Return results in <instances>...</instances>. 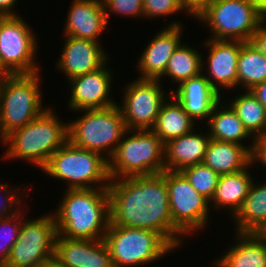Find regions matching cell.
<instances>
[{
    "instance_id": "52a82bcc",
    "label": "cell",
    "mask_w": 266,
    "mask_h": 267,
    "mask_svg": "<svg viewBox=\"0 0 266 267\" xmlns=\"http://www.w3.org/2000/svg\"><path fill=\"white\" fill-rule=\"evenodd\" d=\"M80 111L83 114L68 123V141L109 159L127 131L118 104Z\"/></svg>"
},
{
    "instance_id": "7bdbcfd3",
    "label": "cell",
    "mask_w": 266,
    "mask_h": 267,
    "mask_svg": "<svg viewBox=\"0 0 266 267\" xmlns=\"http://www.w3.org/2000/svg\"><path fill=\"white\" fill-rule=\"evenodd\" d=\"M37 267H67L64 264H62L58 259L55 257H52L51 259L42 262L39 266Z\"/></svg>"
},
{
    "instance_id": "7402d4cb",
    "label": "cell",
    "mask_w": 266,
    "mask_h": 267,
    "mask_svg": "<svg viewBox=\"0 0 266 267\" xmlns=\"http://www.w3.org/2000/svg\"><path fill=\"white\" fill-rule=\"evenodd\" d=\"M205 124L208 127L207 130L211 139L240 144L250 152L252 151L255 138L244 127V124L228 102L220 100L214 106ZM247 138L252 140L250 141L252 144L244 145L245 142L243 141L247 140Z\"/></svg>"
},
{
    "instance_id": "484cf974",
    "label": "cell",
    "mask_w": 266,
    "mask_h": 267,
    "mask_svg": "<svg viewBox=\"0 0 266 267\" xmlns=\"http://www.w3.org/2000/svg\"><path fill=\"white\" fill-rule=\"evenodd\" d=\"M168 99L169 101L166 100L163 103L155 125L151 129L164 144L191 132L197 127L184 111L182 105L172 95Z\"/></svg>"
},
{
    "instance_id": "3957f363",
    "label": "cell",
    "mask_w": 266,
    "mask_h": 267,
    "mask_svg": "<svg viewBox=\"0 0 266 267\" xmlns=\"http://www.w3.org/2000/svg\"><path fill=\"white\" fill-rule=\"evenodd\" d=\"M55 113L48 106L40 116L0 141L8 147L2 158L22 159L42 170L51 155L68 141V122L60 120Z\"/></svg>"
},
{
    "instance_id": "9a60e30c",
    "label": "cell",
    "mask_w": 266,
    "mask_h": 267,
    "mask_svg": "<svg viewBox=\"0 0 266 267\" xmlns=\"http://www.w3.org/2000/svg\"><path fill=\"white\" fill-rule=\"evenodd\" d=\"M204 47L209 50L206 61L202 59V71L210 85L221 95L220 89L237 87V64L242 46L246 43L240 40L206 39ZM208 61V62H207ZM207 62V64H205ZM207 65V67H206ZM205 67V68H204ZM207 68V69H206ZM205 73V74H204Z\"/></svg>"
},
{
    "instance_id": "ac0fdd59",
    "label": "cell",
    "mask_w": 266,
    "mask_h": 267,
    "mask_svg": "<svg viewBox=\"0 0 266 267\" xmlns=\"http://www.w3.org/2000/svg\"><path fill=\"white\" fill-rule=\"evenodd\" d=\"M71 3L64 24V36L100 42L102 32L109 25L103 1L72 0Z\"/></svg>"
},
{
    "instance_id": "ee69618b",
    "label": "cell",
    "mask_w": 266,
    "mask_h": 267,
    "mask_svg": "<svg viewBox=\"0 0 266 267\" xmlns=\"http://www.w3.org/2000/svg\"><path fill=\"white\" fill-rule=\"evenodd\" d=\"M7 74L2 70V68L0 67V80L4 77H6Z\"/></svg>"
},
{
    "instance_id": "1f68e13d",
    "label": "cell",
    "mask_w": 266,
    "mask_h": 267,
    "mask_svg": "<svg viewBox=\"0 0 266 267\" xmlns=\"http://www.w3.org/2000/svg\"><path fill=\"white\" fill-rule=\"evenodd\" d=\"M23 209L12 216L0 219V267L6 264L9 252L19 237L22 221L25 219L24 213L27 214Z\"/></svg>"
},
{
    "instance_id": "8d00e7d4",
    "label": "cell",
    "mask_w": 266,
    "mask_h": 267,
    "mask_svg": "<svg viewBox=\"0 0 266 267\" xmlns=\"http://www.w3.org/2000/svg\"><path fill=\"white\" fill-rule=\"evenodd\" d=\"M261 163L266 168V134L255 137L251 151V164Z\"/></svg>"
},
{
    "instance_id": "7c38bea8",
    "label": "cell",
    "mask_w": 266,
    "mask_h": 267,
    "mask_svg": "<svg viewBox=\"0 0 266 267\" xmlns=\"http://www.w3.org/2000/svg\"><path fill=\"white\" fill-rule=\"evenodd\" d=\"M54 215L24 219L19 237L9 252L3 267H37L55 255L57 237Z\"/></svg>"
},
{
    "instance_id": "7a4b0ae2",
    "label": "cell",
    "mask_w": 266,
    "mask_h": 267,
    "mask_svg": "<svg viewBox=\"0 0 266 267\" xmlns=\"http://www.w3.org/2000/svg\"><path fill=\"white\" fill-rule=\"evenodd\" d=\"M54 215L58 235L103 240L110 223L107 188L67 189Z\"/></svg>"
},
{
    "instance_id": "cb8c5ba5",
    "label": "cell",
    "mask_w": 266,
    "mask_h": 267,
    "mask_svg": "<svg viewBox=\"0 0 266 267\" xmlns=\"http://www.w3.org/2000/svg\"><path fill=\"white\" fill-rule=\"evenodd\" d=\"M202 163L220 176L233 174L251 164V152L240 144L211 139Z\"/></svg>"
},
{
    "instance_id": "5bb4252c",
    "label": "cell",
    "mask_w": 266,
    "mask_h": 267,
    "mask_svg": "<svg viewBox=\"0 0 266 267\" xmlns=\"http://www.w3.org/2000/svg\"><path fill=\"white\" fill-rule=\"evenodd\" d=\"M108 63L93 72L68 80L71 95L67 107L70 111L78 113L80 110L103 109L119 104L110 96L114 73Z\"/></svg>"
},
{
    "instance_id": "e575fe53",
    "label": "cell",
    "mask_w": 266,
    "mask_h": 267,
    "mask_svg": "<svg viewBox=\"0 0 266 267\" xmlns=\"http://www.w3.org/2000/svg\"><path fill=\"white\" fill-rule=\"evenodd\" d=\"M185 12L181 0H143V18L167 17Z\"/></svg>"
},
{
    "instance_id": "83f0119b",
    "label": "cell",
    "mask_w": 266,
    "mask_h": 267,
    "mask_svg": "<svg viewBox=\"0 0 266 267\" xmlns=\"http://www.w3.org/2000/svg\"><path fill=\"white\" fill-rule=\"evenodd\" d=\"M237 76V87L244 88V91L266 80V57L250 42H246L240 50Z\"/></svg>"
},
{
    "instance_id": "f546056e",
    "label": "cell",
    "mask_w": 266,
    "mask_h": 267,
    "mask_svg": "<svg viewBox=\"0 0 266 267\" xmlns=\"http://www.w3.org/2000/svg\"><path fill=\"white\" fill-rule=\"evenodd\" d=\"M181 172L190 182V185L210 202L220 175L203 163L186 167Z\"/></svg>"
},
{
    "instance_id": "836d02e7",
    "label": "cell",
    "mask_w": 266,
    "mask_h": 267,
    "mask_svg": "<svg viewBox=\"0 0 266 267\" xmlns=\"http://www.w3.org/2000/svg\"><path fill=\"white\" fill-rule=\"evenodd\" d=\"M104 10L109 22L111 14L125 17H143V0H102Z\"/></svg>"
},
{
    "instance_id": "8992f818",
    "label": "cell",
    "mask_w": 266,
    "mask_h": 267,
    "mask_svg": "<svg viewBox=\"0 0 266 267\" xmlns=\"http://www.w3.org/2000/svg\"><path fill=\"white\" fill-rule=\"evenodd\" d=\"M41 74L7 75L0 80V140L40 116L43 106ZM45 109H44V108Z\"/></svg>"
},
{
    "instance_id": "4fadbf2b",
    "label": "cell",
    "mask_w": 266,
    "mask_h": 267,
    "mask_svg": "<svg viewBox=\"0 0 266 267\" xmlns=\"http://www.w3.org/2000/svg\"><path fill=\"white\" fill-rule=\"evenodd\" d=\"M160 80L138 79L124 86L119 104L127 130H151L163 103L168 100ZM165 94V95H164Z\"/></svg>"
},
{
    "instance_id": "d6986e66",
    "label": "cell",
    "mask_w": 266,
    "mask_h": 267,
    "mask_svg": "<svg viewBox=\"0 0 266 267\" xmlns=\"http://www.w3.org/2000/svg\"><path fill=\"white\" fill-rule=\"evenodd\" d=\"M176 86V90L171 87L168 91L195 123L201 119L207 123L214 106L224 99L202 73Z\"/></svg>"
},
{
    "instance_id": "bcb514c9",
    "label": "cell",
    "mask_w": 266,
    "mask_h": 267,
    "mask_svg": "<svg viewBox=\"0 0 266 267\" xmlns=\"http://www.w3.org/2000/svg\"><path fill=\"white\" fill-rule=\"evenodd\" d=\"M0 115H1V93H0Z\"/></svg>"
},
{
    "instance_id": "9c48e42d",
    "label": "cell",
    "mask_w": 266,
    "mask_h": 267,
    "mask_svg": "<svg viewBox=\"0 0 266 267\" xmlns=\"http://www.w3.org/2000/svg\"><path fill=\"white\" fill-rule=\"evenodd\" d=\"M196 19L209 26V39L249 42L266 17L247 0H214Z\"/></svg>"
},
{
    "instance_id": "b9f144b4",
    "label": "cell",
    "mask_w": 266,
    "mask_h": 267,
    "mask_svg": "<svg viewBox=\"0 0 266 267\" xmlns=\"http://www.w3.org/2000/svg\"><path fill=\"white\" fill-rule=\"evenodd\" d=\"M254 6L263 16L266 17V0H247Z\"/></svg>"
},
{
    "instance_id": "d6a6232c",
    "label": "cell",
    "mask_w": 266,
    "mask_h": 267,
    "mask_svg": "<svg viewBox=\"0 0 266 267\" xmlns=\"http://www.w3.org/2000/svg\"><path fill=\"white\" fill-rule=\"evenodd\" d=\"M21 188V186H16V188L12 186L11 188L8 184L0 183V219L12 216L21 210L20 208H22V204H24V202H22L24 200L21 198L25 197L24 194H22L24 193V189L22 190ZM19 189L23 192L18 191Z\"/></svg>"
},
{
    "instance_id": "6da1fadb",
    "label": "cell",
    "mask_w": 266,
    "mask_h": 267,
    "mask_svg": "<svg viewBox=\"0 0 266 267\" xmlns=\"http://www.w3.org/2000/svg\"><path fill=\"white\" fill-rule=\"evenodd\" d=\"M107 189L110 224L155 231L174 249L183 246L185 236L172 222L168 188L161 173L111 179Z\"/></svg>"
},
{
    "instance_id": "4dcf8cb0",
    "label": "cell",
    "mask_w": 266,
    "mask_h": 267,
    "mask_svg": "<svg viewBox=\"0 0 266 267\" xmlns=\"http://www.w3.org/2000/svg\"><path fill=\"white\" fill-rule=\"evenodd\" d=\"M54 257L67 267H85L86 239H69L57 234Z\"/></svg>"
},
{
    "instance_id": "8fae6325",
    "label": "cell",
    "mask_w": 266,
    "mask_h": 267,
    "mask_svg": "<svg viewBox=\"0 0 266 267\" xmlns=\"http://www.w3.org/2000/svg\"><path fill=\"white\" fill-rule=\"evenodd\" d=\"M174 226L183 235L206 229L210 214L209 201L199 194L181 171L164 170Z\"/></svg>"
},
{
    "instance_id": "f1b7e54d",
    "label": "cell",
    "mask_w": 266,
    "mask_h": 267,
    "mask_svg": "<svg viewBox=\"0 0 266 267\" xmlns=\"http://www.w3.org/2000/svg\"><path fill=\"white\" fill-rule=\"evenodd\" d=\"M240 93L229 101V105L254 138L266 134V110L264 106L250 91Z\"/></svg>"
},
{
    "instance_id": "30bf717a",
    "label": "cell",
    "mask_w": 266,
    "mask_h": 267,
    "mask_svg": "<svg viewBox=\"0 0 266 267\" xmlns=\"http://www.w3.org/2000/svg\"><path fill=\"white\" fill-rule=\"evenodd\" d=\"M32 30L21 15L0 17V67L7 75L41 72L36 63L38 38Z\"/></svg>"
},
{
    "instance_id": "603a6c76",
    "label": "cell",
    "mask_w": 266,
    "mask_h": 267,
    "mask_svg": "<svg viewBox=\"0 0 266 267\" xmlns=\"http://www.w3.org/2000/svg\"><path fill=\"white\" fill-rule=\"evenodd\" d=\"M250 168H253L252 164L237 173L219 176L218 184L209 206L214 210L217 208H224L226 211L230 210L229 213L233 217L241 208L255 178L250 175Z\"/></svg>"
},
{
    "instance_id": "5b68a950",
    "label": "cell",
    "mask_w": 266,
    "mask_h": 267,
    "mask_svg": "<svg viewBox=\"0 0 266 267\" xmlns=\"http://www.w3.org/2000/svg\"><path fill=\"white\" fill-rule=\"evenodd\" d=\"M41 171L67 182V189L108 188L111 180L106 157L69 141L51 155Z\"/></svg>"
},
{
    "instance_id": "277c9868",
    "label": "cell",
    "mask_w": 266,
    "mask_h": 267,
    "mask_svg": "<svg viewBox=\"0 0 266 267\" xmlns=\"http://www.w3.org/2000/svg\"><path fill=\"white\" fill-rule=\"evenodd\" d=\"M164 147L152 130H127L108 159L110 179L162 173Z\"/></svg>"
},
{
    "instance_id": "60d3db41",
    "label": "cell",
    "mask_w": 266,
    "mask_h": 267,
    "mask_svg": "<svg viewBox=\"0 0 266 267\" xmlns=\"http://www.w3.org/2000/svg\"><path fill=\"white\" fill-rule=\"evenodd\" d=\"M266 110V80L249 90Z\"/></svg>"
},
{
    "instance_id": "d590c367",
    "label": "cell",
    "mask_w": 266,
    "mask_h": 267,
    "mask_svg": "<svg viewBox=\"0 0 266 267\" xmlns=\"http://www.w3.org/2000/svg\"><path fill=\"white\" fill-rule=\"evenodd\" d=\"M85 267H113L110 253L104 240L86 239Z\"/></svg>"
},
{
    "instance_id": "f6af8a7d",
    "label": "cell",
    "mask_w": 266,
    "mask_h": 267,
    "mask_svg": "<svg viewBox=\"0 0 266 267\" xmlns=\"http://www.w3.org/2000/svg\"><path fill=\"white\" fill-rule=\"evenodd\" d=\"M261 234L266 238V230L262 231Z\"/></svg>"
},
{
    "instance_id": "74e56055",
    "label": "cell",
    "mask_w": 266,
    "mask_h": 267,
    "mask_svg": "<svg viewBox=\"0 0 266 267\" xmlns=\"http://www.w3.org/2000/svg\"><path fill=\"white\" fill-rule=\"evenodd\" d=\"M214 0H181V6L187 15L197 18Z\"/></svg>"
},
{
    "instance_id": "e0dca14e",
    "label": "cell",
    "mask_w": 266,
    "mask_h": 267,
    "mask_svg": "<svg viewBox=\"0 0 266 267\" xmlns=\"http://www.w3.org/2000/svg\"><path fill=\"white\" fill-rule=\"evenodd\" d=\"M63 50L55 68L70 80L101 68L109 59V53L100 42L65 36Z\"/></svg>"
},
{
    "instance_id": "f35d334b",
    "label": "cell",
    "mask_w": 266,
    "mask_h": 267,
    "mask_svg": "<svg viewBox=\"0 0 266 267\" xmlns=\"http://www.w3.org/2000/svg\"><path fill=\"white\" fill-rule=\"evenodd\" d=\"M266 57V20L260 25L249 41Z\"/></svg>"
},
{
    "instance_id": "2e32d148",
    "label": "cell",
    "mask_w": 266,
    "mask_h": 267,
    "mask_svg": "<svg viewBox=\"0 0 266 267\" xmlns=\"http://www.w3.org/2000/svg\"><path fill=\"white\" fill-rule=\"evenodd\" d=\"M182 21L166 23L165 28L152 37L136 63L138 79L159 80L165 73L169 58L182 43Z\"/></svg>"
},
{
    "instance_id": "ba28073f",
    "label": "cell",
    "mask_w": 266,
    "mask_h": 267,
    "mask_svg": "<svg viewBox=\"0 0 266 267\" xmlns=\"http://www.w3.org/2000/svg\"><path fill=\"white\" fill-rule=\"evenodd\" d=\"M113 267H137L166 257L175 249L157 232L109 223L103 239Z\"/></svg>"
},
{
    "instance_id": "ab89813d",
    "label": "cell",
    "mask_w": 266,
    "mask_h": 267,
    "mask_svg": "<svg viewBox=\"0 0 266 267\" xmlns=\"http://www.w3.org/2000/svg\"><path fill=\"white\" fill-rule=\"evenodd\" d=\"M17 2L18 0H0V17L20 16L13 9Z\"/></svg>"
},
{
    "instance_id": "44dd1931",
    "label": "cell",
    "mask_w": 266,
    "mask_h": 267,
    "mask_svg": "<svg viewBox=\"0 0 266 267\" xmlns=\"http://www.w3.org/2000/svg\"><path fill=\"white\" fill-rule=\"evenodd\" d=\"M236 243L227 249L217 267H266V238L261 233H236ZM218 259V260H217Z\"/></svg>"
},
{
    "instance_id": "4316f807",
    "label": "cell",
    "mask_w": 266,
    "mask_h": 267,
    "mask_svg": "<svg viewBox=\"0 0 266 267\" xmlns=\"http://www.w3.org/2000/svg\"><path fill=\"white\" fill-rule=\"evenodd\" d=\"M203 54L197 51L194 47L188 44L181 43L169 58L164 77L170 78L171 81L180 85L183 81L189 80L200 75L202 71V56Z\"/></svg>"
},
{
    "instance_id": "d4e9b609",
    "label": "cell",
    "mask_w": 266,
    "mask_h": 267,
    "mask_svg": "<svg viewBox=\"0 0 266 267\" xmlns=\"http://www.w3.org/2000/svg\"><path fill=\"white\" fill-rule=\"evenodd\" d=\"M257 183L253 180L241 208L233 216L235 233H261L266 230V180Z\"/></svg>"
},
{
    "instance_id": "ffe728a7",
    "label": "cell",
    "mask_w": 266,
    "mask_h": 267,
    "mask_svg": "<svg viewBox=\"0 0 266 267\" xmlns=\"http://www.w3.org/2000/svg\"><path fill=\"white\" fill-rule=\"evenodd\" d=\"M195 131V132H194ZM196 130L174 138L165 143L164 164L165 170L182 171L194 164L202 163L211 140L209 133Z\"/></svg>"
}]
</instances>
